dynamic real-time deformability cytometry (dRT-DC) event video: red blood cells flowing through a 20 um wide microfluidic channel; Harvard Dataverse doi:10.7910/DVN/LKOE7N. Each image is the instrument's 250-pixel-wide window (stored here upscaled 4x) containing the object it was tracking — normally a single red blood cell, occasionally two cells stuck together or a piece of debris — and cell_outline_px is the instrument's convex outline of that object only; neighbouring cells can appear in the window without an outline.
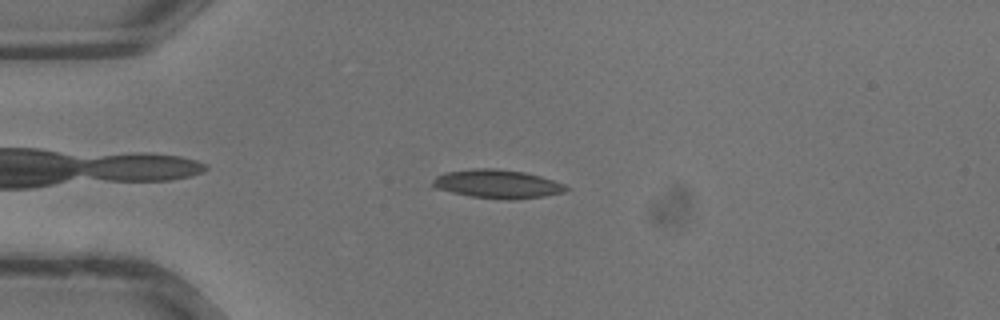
{"species": "common noctule bat (a hibernating species)", "species_latin": "Nyctalus noctula", "temperature_condition": "warm", "stored_images_in_passage": 31, "camera_frame_rate_fps": 3000, "um_per_image_px": 0.085, "animal": {"sex": "male", "body_mass_g": 13.3}, "frame": {"image": 1, "passage_image": 5, "time_ms": 1.333, "image_size_px": [1000, 320], "cell_outline_px": [[572, 188], [564, 192], [544, 196], [512, 200], [504, 200], [472, 196], [432, 188], [432, 180], [436, 176], [444, 172], [472, 168], [492, 168], [524, 172], [540, 176], [564, 184]], "centroid_in_image_um": [42.26, 15.64], "position_along_channel_um": 42.7, "area_um2": 22.37}}
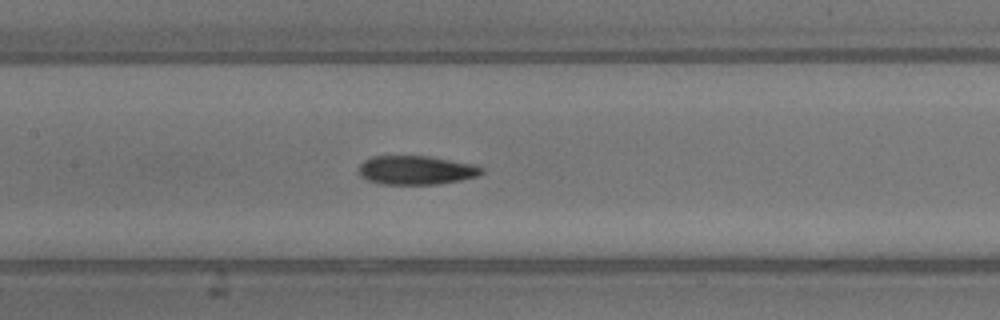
{"frame": {"image": 2, "passage_image": 13, "time_ms": 4.0, "image_size_px": [1000, 320], "cell_outline_px": [[484, 172], [476, 176], [460, 180], [440, 184], [380, 184], [368, 180], [360, 176], [360, 164], [364, 160], [372, 156], [428, 156], [472, 164], [484, 168]], "centroid_in_image_um": [35.36, 14.46], "position_along_channel_um": 172.0, "area_um2": 20.58}}
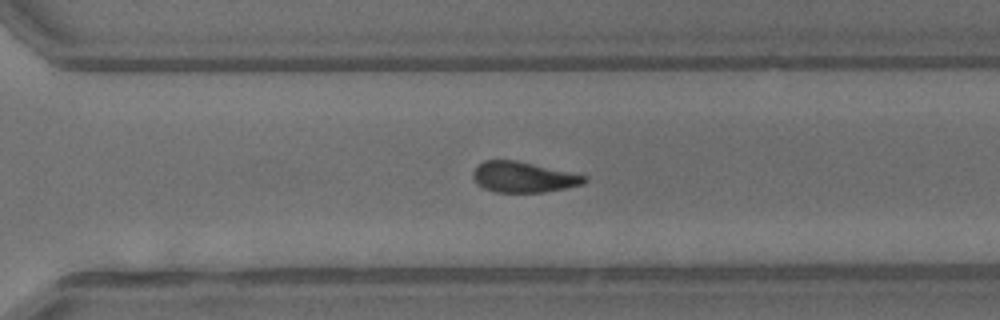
{"frame": {"image": 3, "passage_image": 21, "time_ms": 6.667, "image_size_px": [1000, 320], "cell_outline_px": [[588, 180], [584, 184], [544, 192], [496, 192], [484, 188], [476, 184], [472, 176], [472, 172], [484, 160], [516, 160], [588, 176]], "centroid_in_image_um": [44.48, 15.05], "position_along_channel_um": 326.1, "area_um2": 19.83}}